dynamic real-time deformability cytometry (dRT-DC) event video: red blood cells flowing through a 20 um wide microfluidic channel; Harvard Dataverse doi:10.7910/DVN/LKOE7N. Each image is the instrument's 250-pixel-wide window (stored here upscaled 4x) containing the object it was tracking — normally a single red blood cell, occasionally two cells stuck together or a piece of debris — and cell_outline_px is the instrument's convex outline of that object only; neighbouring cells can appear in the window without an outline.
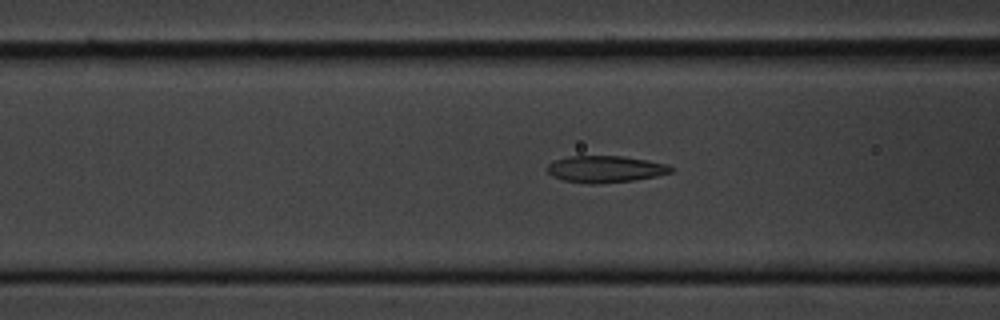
{"species": "common noctule bat (a hibernating species)", "species_latin": "Nyctalus noctula", "temperature_condition": "cold", "stored_images_in_passage": 38, "camera_frame_rate_fps": 3000, "um_per_image_px": 0.085, "animal": {"sex": "male", "body_mass_g": 20.1, "forearm_length_mm": 53.5}, "frame": {"image": 1, "passage_image": 4, "time_ms": 1.0, "image_size_px": [1000, 320], "cell_outline_px": [[676, 168], [672, 172], [656, 176], [632, 180], [596, 184], [588, 184], [564, 180], [552, 176], [548, 172], [548, 164], [556, 160], [568, 156], [624, 156], [668, 164]], "centroid_in_image_um": [51.48, 14.37], "position_along_channel_um": 115.1, "area_um2": 19.25}}
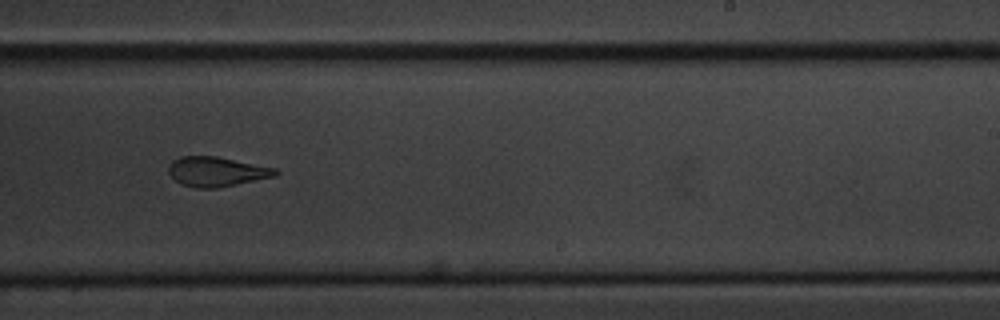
{"frame": {"image": 2, "passage_image": 17, "time_ms": 5.333, "image_size_px": [1000, 320], "cell_outline_px": [[280, 172], [276, 176], [216, 188], [196, 188], [180, 184], [168, 172], [168, 164], [172, 160], [180, 156], [216, 156], [276, 168]], "centroid_in_image_um": [18.39, 14.58], "position_along_channel_um": 270.6, "area_um2": 18.5}}
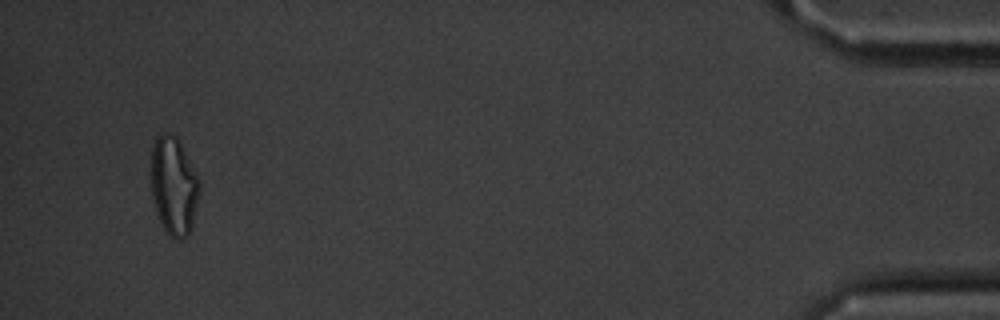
{"frame": {"image": 3, "passage_image": 36, "time_ms": 11.667, "image_size_px": [1000, 320], "cell_outline_px": [[200, 192], [192, 224], [188, 236], [180, 240], [176, 240], [164, 228], [156, 212], [152, 196], [152, 148], [156, 136], [160, 132], [164, 132], [176, 136], [200, 180]], "centroid_in_image_um": [14.78, 15.8], "position_along_channel_um": 420.4, "area_um2": 27.46}}